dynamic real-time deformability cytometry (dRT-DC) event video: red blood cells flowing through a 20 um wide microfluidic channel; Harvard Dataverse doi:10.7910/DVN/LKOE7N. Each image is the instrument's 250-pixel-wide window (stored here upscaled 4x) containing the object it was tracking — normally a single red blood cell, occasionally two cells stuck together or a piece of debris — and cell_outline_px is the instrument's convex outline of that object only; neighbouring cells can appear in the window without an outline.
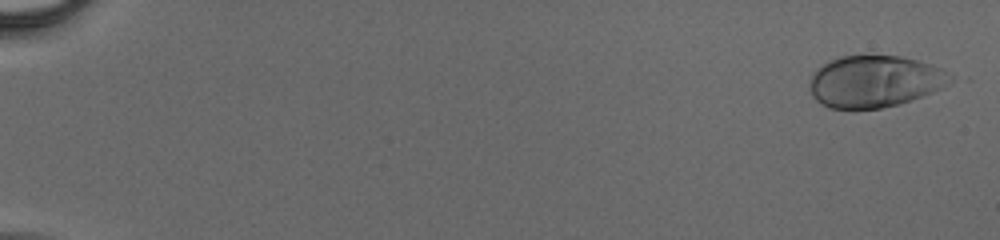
{"species": "human", "species_latin": "Homo sapiens", "temperature_condition": "cold", "stored_images_in_passage": 48, "camera_frame_rate_fps": 3000, "um_per_image_px": 0.085, "donor": {"sex": "male"}, "frame": {"image": 1, "passage_image": 2, "time_ms": 0.333, "image_size_px": [1000, 240], "cell_outline_px": [[956, 80], [940, 88], [920, 96], [896, 104], [880, 108], [852, 112], [828, 108], [816, 100], [812, 96], [808, 88], [808, 80], [812, 72], [820, 64], [840, 56], [900, 56], [916, 60], [940, 68], [952, 76]], "centroid_in_image_um": [74.23, 6.95], "position_along_channel_um": 10.8, "area_um2": 43.06}}
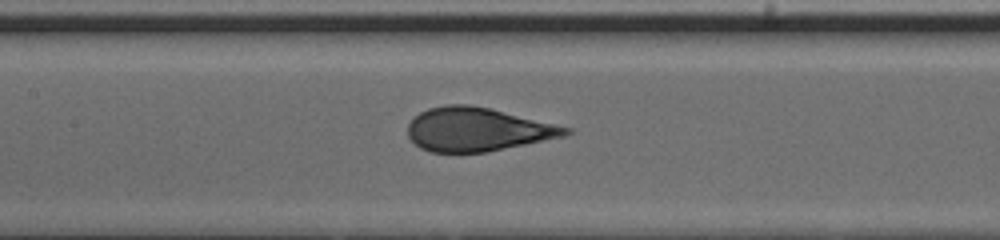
{"frame": {"image": 2, "passage_image": 25, "time_ms": 8.0, "image_size_px": [1000, 240], "cell_outline_px": [[572, 132], [564, 136], [484, 152], [428, 152], [420, 148], [408, 136], [408, 124], [420, 112], [428, 108], [444, 104], [468, 104], [488, 108], [572, 128]], "centroid_in_image_um": [40.54, 10.99], "position_along_channel_um": 166.9, "area_um2": 39.65}}
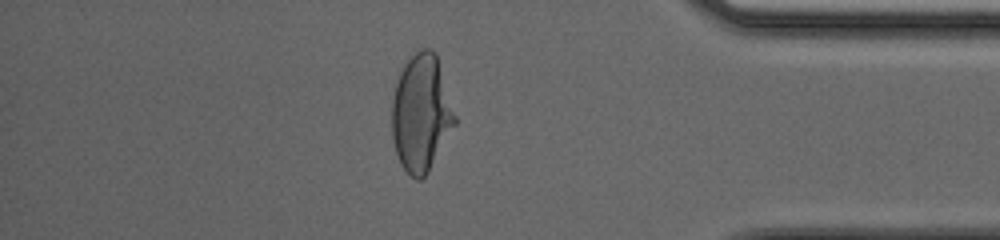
{"frame": {"image": 3, "passage_image": 42, "time_ms": 13.667, "image_size_px": [1000, 240], "cell_outline_px": [[456, 124], [428, 172], [420, 180], [416, 180], [404, 168], [396, 152], [392, 136], [392, 100], [396, 84], [400, 72], [404, 64], [416, 52], [424, 48], [432, 48], [436, 52], [456, 116]], "centroid_in_image_um": [35.81, 9.6], "position_along_channel_um": 399.4, "area_um2": 42.66}}